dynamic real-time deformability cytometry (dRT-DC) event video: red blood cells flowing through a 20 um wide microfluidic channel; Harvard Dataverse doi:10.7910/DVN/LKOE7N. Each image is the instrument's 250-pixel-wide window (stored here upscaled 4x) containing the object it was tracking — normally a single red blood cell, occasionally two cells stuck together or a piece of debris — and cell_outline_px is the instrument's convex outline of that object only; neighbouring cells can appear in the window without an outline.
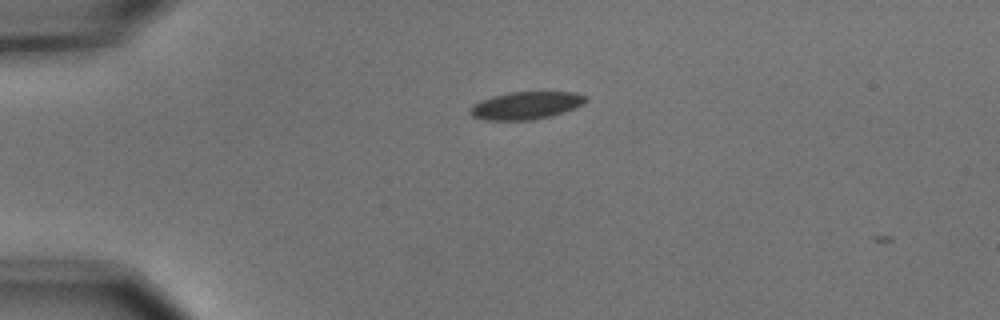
{"species": "common noctule bat (a hibernating species)", "species_latin": "Nyctalus noctula", "temperature_condition": "cold", "stored_images_in_passage": 3, "camera_frame_rate_fps": 3000, "um_per_image_px": 0.085, "animal": {"sex": "male", "body_mass_g": 15.6}, "frame": {"image": 1, "passage_image": 1, "time_ms": 0.0, "image_size_px": [1000, 320], "cell_outline_px": [[588, 100], [584, 104], [564, 112], [552, 116], [532, 120], [484, 120], [472, 116], [468, 112], [468, 108], [472, 104], [480, 100], [492, 96], [508, 92], [576, 92], [588, 96]], "centroid_in_image_um": [44.7, 8.96], "position_along_channel_um": 40.3, "area_um2": 18.96}}